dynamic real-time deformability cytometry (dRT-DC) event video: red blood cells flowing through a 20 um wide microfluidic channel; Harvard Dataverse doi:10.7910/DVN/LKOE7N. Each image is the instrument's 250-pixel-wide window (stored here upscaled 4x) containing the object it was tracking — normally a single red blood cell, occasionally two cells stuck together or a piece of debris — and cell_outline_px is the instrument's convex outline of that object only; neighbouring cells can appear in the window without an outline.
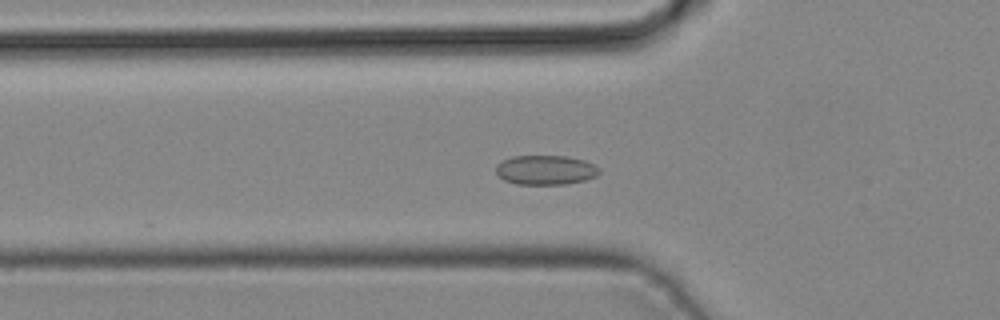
{"species": "common noctule bat (a hibernating species)", "species_latin": "Nyctalus noctula", "temperature_condition": "cold", "stored_images_in_passage": 45, "segment_of_instrument_passage": [1, 2], "camera_frame_rate_fps": 3000, "um_per_image_px": 0.085, "animal": {"sex": "male", "body_mass_g": 19.2, "forearm_length_mm": 51.8}, "frame": {"image": 1, "passage_image": 15, "time_ms": 4.667, "image_size_px": [1000, 320], "cell_outline_px": [[600, 172], [596, 176], [584, 180], [564, 184], [516, 184], [504, 180], [496, 172], [496, 164], [500, 160], [512, 156], [568, 156], [584, 160], [600, 168]], "centroid_in_image_um": [46.35, 14.44], "position_along_channel_um": 79.5, "area_um2": 17.8}}
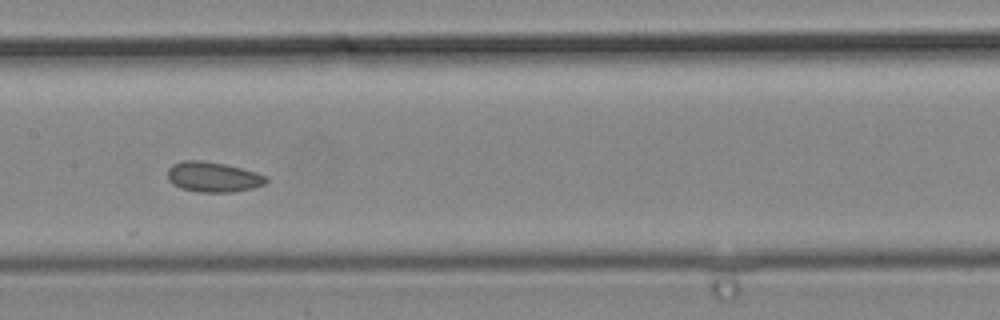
{"frame": {"image": 2, "passage_image": 22, "time_ms": 7.0, "image_size_px": [1000, 320], "cell_outline_px": [[268, 180], [264, 184], [252, 188], [232, 192], [200, 192], [180, 188], [172, 184], [168, 180], [168, 168], [172, 164], [180, 160], [200, 160], [224, 164], [256, 172], [268, 176]], "centroid_in_image_um": [18.09, 15.04], "position_along_channel_um": 189.3, "area_um2": 17.4}}
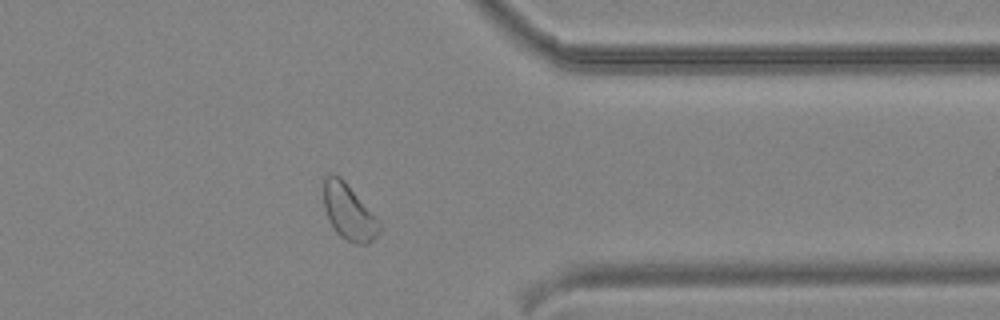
{"frame": {"image": 3, "passage_image": 35, "time_ms": 11.333, "image_size_px": [1000, 320], "cell_outline_px": [[380, 232], [372, 240], [364, 244], [352, 244], [340, 236], [336, 232], [324, 208], [324, 176], [332, 172], [340, 176], [344, 180], [380, 220]], "centroid_in_image_um": [29.66, 18.01], "position_along_channel_um": 381.7, "area_um2": 18.15}}